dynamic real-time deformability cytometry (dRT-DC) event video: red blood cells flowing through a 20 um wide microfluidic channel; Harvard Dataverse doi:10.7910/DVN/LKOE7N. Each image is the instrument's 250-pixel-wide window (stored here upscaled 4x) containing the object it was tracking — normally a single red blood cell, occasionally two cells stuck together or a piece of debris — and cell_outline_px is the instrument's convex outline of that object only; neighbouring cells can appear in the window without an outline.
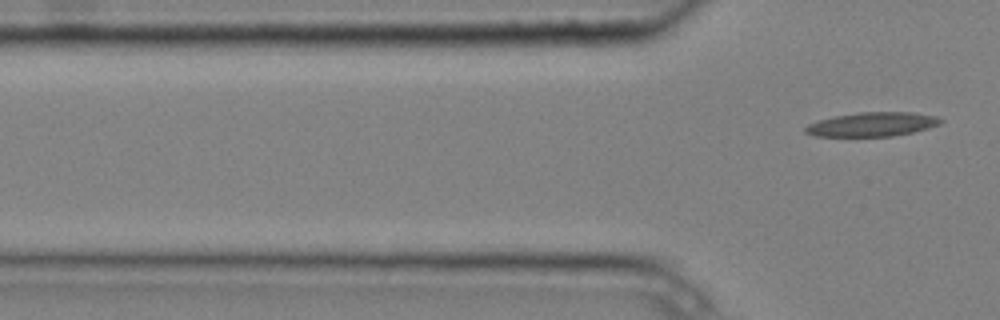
{"species": "common noctule bat (a hibernating species)", "species_latin": "Nyctalus noctula", "temperature_condition": "cold", "stored_images_in_passage": 4, "segment_of_instrument_passage": [2, 2], "camera_frame_rate_fps": 3000, "um_per_image_px": 0.085, "animal": {"sex": "male", "body_mass_g": 20.4}, "frame": {"image": 1, "passage_image": 4, "time_ms": 1.0, "image_size_px": [1000, 320], "cell_outline_px": [[944, 120], [940, 124], [928, 128], [912, 132], [892, 136], [816, 136], [804, 132], [804, 128], [808, 124], [820, 120], [836, 116], [860, 112], [912, 112], [936, 116]], "centroid_in_image_um": [74.16, 10.57], "position_along_channel_um": 51.6, "area_um2": 18.84}}